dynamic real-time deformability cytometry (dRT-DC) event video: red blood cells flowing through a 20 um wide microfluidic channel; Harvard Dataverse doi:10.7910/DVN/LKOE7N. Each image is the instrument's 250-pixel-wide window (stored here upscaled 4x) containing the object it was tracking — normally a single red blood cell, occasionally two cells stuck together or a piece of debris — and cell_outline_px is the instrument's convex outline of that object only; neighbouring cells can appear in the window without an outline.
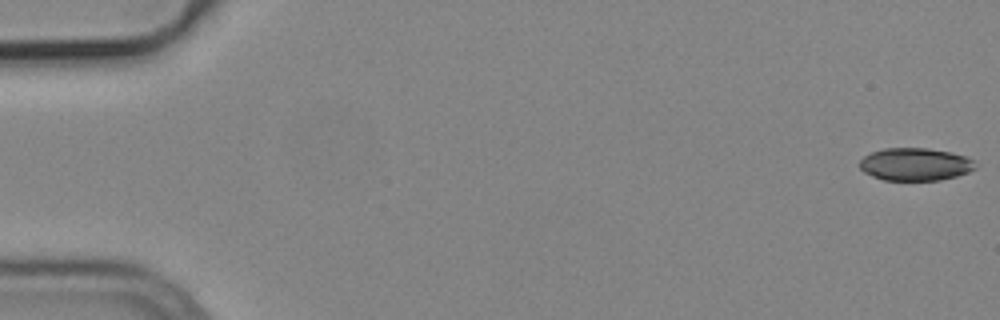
{"species": "common noctule bat (a hibernating species)", "species_latin": "Nyctalus noctula", "temperature_condition": "cold", "stored_images_in_passage": 54, "camera_frame_rate_fps": 3000, "um_per_image_px": 0.085, "animal": {"sex": "male", "body_mass_g": 19.2, "forearm_length_mm": 51.8}, "frame": {"image": 1, "passage_image": 1, "time_ms": 0.0, "image_size_px": [1000, 320], "cell_outline_px": [[976, 168], [968, 172], [956, 176], [940, 180], [884, 180], [872, 176], [864, 172], [860, 168], [860, 160], [864, 156], [872, 152], [884, 148], [928, 148], [952, 152], [976, 160]], "centroid_in_image_um": [77.82, 13.96], "position_along_channel_um": 7.2, "area_um2": 22.14}}
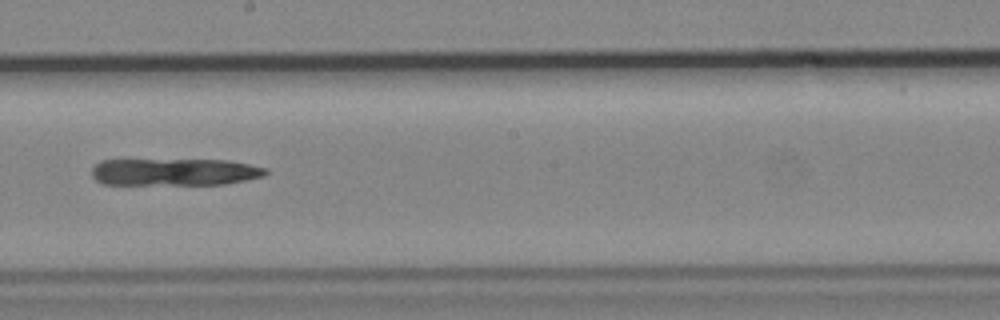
{"frame": {"image": 2, "passage_image": 31, "time_ms": 10.0, "image_size_px": [1000, 320], "cell_outline_px": [[268, 172], [264, 176], [224, 184], [100, 184], [92, 176], [92, 168], [100, 160], [128, 156], [228, 160], [268, 168]], "centroid_in_image_um": [14.7, 14.54], "position_along_channel_um": 233.5, "area_um2": 29.3}}
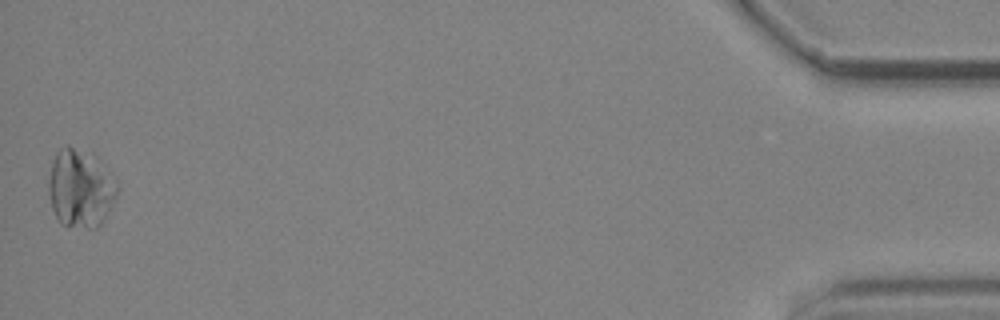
{"frame": {"image": 3, "passage_image": 54, "time_ms": 17.667, "image_size_px": [1000, 320], "cell_outline_px": [[116, 196], [104, 220], [96, 228], [88, 228], [60, 224], [52, 208], [48, 192], [48, 180], [52, 164], [56, 152], [60, 148], [68, 144], [92, 152], [100, 160], [116, 180]], "centroid_in_image_um": [6.82, 15.97], "position_along_channel_um": 428.4, "area_um2": 31.5}}